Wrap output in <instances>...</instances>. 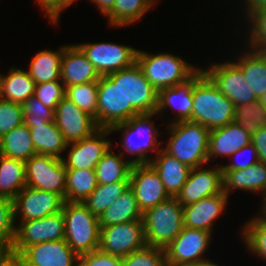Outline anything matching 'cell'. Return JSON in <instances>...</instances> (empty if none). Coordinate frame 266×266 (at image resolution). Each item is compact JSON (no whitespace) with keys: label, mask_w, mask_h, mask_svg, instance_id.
<instances>
[{"label":"cell","mask_w":266,"mask_h":266,"mask_svg":"<svg viewBox=\"0 0 266 266\" xmlns=\"http://www.w3.org/2000/svg\"><path fill=\"white\" fill-rule=\"evenodd\" d=\"M222 180L223 192L228 197L232 190L238 189L249 193L261 191L262 199L266 197V163L258 162L239 170H222Z\"/></svg>","instance_id":"obj_25"},{"label":"cell","mask_w":266,"mask_h":266,"mask_svg":"<svg viewBox=\"0 0 266 266\" xmlns=\"http://www.w3.org/2000/svg\"><path fill=\"white\" fill-rule=\"evenodd\" d=\"M245 153H247L248 155L245 154ZM244 154L248 156V158H247L248 160L243 157V156H245ZM235 156L237 158L238 157H243L245 160H243V161H239L238 160L236 162L233 161V163H229L227 165L226 164L225 165L223 164L221 166L222 167V170H239V169H245V168L250 167V166H252V165H254V164H256V163L259 162L256 148H255V146L252 143H250L248 145H245L244 147H242L241 149H239L238 151H236L231 157L234 158Z\"/></svg>","instance_id":"obj_48"},{"label":"cell","mask_w":266,"mask_h":266,"mask_svg":"<svg viewBox=\"0 0 266 266\" xmlns=\"http://www.w3.org/2000/svg\"><path fill=\"white\" fill-rule=\"evenodd\" d=\"M205 75L200 67L185 82L173 87L164 88L158 91L157 108L155 113L160 115L163 111L171 108L175 110V118L169 124L191 121L193 108V88L195 84Z\"/></svg>","instance_id":"obj_17"},{"label":"cell","mask_w":266,"mask_h":266,"mask_svg":"<svg viewBox=\"0 0 266 266\" xmlns=\"http://www.w3.org/2000/svg\"><path fill=\"white\" fill-rule=\"evenodd\" d=\"M259 101L266 108V93L259 99Z\"/></svg>","instance_id":"obj_58"},{"label":"cell","mask_w":266,"mask_h":266,"mask_svg":"<svg viewBox=\"0 0 266 266\" xmlns=\"http://www.w3.org/2000/svg\"><path fill=\"white\" fill-rule=\"evenodd\" d=\"M100 76L122 70L136 62L138 49L110 42L76 44Z\"/></svg>","instance_id":"obj_12"},{"label":"cell","mask_w":266,"mask_h":266,"mask_svg":"<svg viewBox=\"0 0 266 266\" xmlns=\"http://www.w3.org/2000/svg\"><path fill=\"white\" fill-rule=\"evenodd\" d=\"M2 266H27V263L21 253L13 250L4 260Z\"/></svg>","instance_id":"obj_52"},{"label":"cell","mask_w":266,"mask_h":266,"mask_svg":"<svg viewBox=\"0 0 266 266\" xmlns=\"http://www.w3.org/2000/svg\"><path fill=\"white\" fill-rule=\"evenodd\" d=\"M251 143L256 148L259 162L266 163V126L252 135Z\"/></svg>","instance_id":"obj_50"},{"label":"cell","mask_w":266,"mask_h":266,"mask_svg":"<svg viewBox=\"0 0 266 266\" xmlns=\"http://www.w3.org/2000/svg\"><path fill=\"white\" fill-rule=\"evenodd\" d=\"M23 107V124L35 126V124H46L54 121L55 110L43 105L34 96L30 97L22 104Z\"/></svg>","instance_id":"obj_43"},{"label":"cell","mask_w":266,"mask_h":266,"mask_svg":"<svg viewBox=\"0 0 266 266\" xmlns=\"http://www.w3.org/2000/svg\"><path fill=\"white\" fill-rule=\"evenodd\" d=\"M54 122L68 144L81 141L98 129L94 118L66 96L55 108Z\"/></svg>","instance_id":"obj_19"},{"label":"cell","mask_w":266,"mask_h":266,"mask_svg":"<svg viewBox=\"0 0 266 266\" xmlns=\"http://www.w3.org/2000/svg\"><path fill=\"white\" fill-rule=\"evenodd\" d=\"M243 1L245 3L243 8L245 9L247 17L256 11L266 9V0H243Z\"/></svg>","instance_id":"obj_51"},{"label":"cell","mask_w":266,"mask_h":266,"mask_svg":"<svg viewBox=\"0 0 266 266\" xmlns=\"http://www.w3.org/2000/svg\"><path fill=\"white\" fill-rule=\"evenodd\" d=\"M155 112L150 114H138L129 119L127 122L116 124L110 128L111 132H122L123 136L121 144L124 151L120 154L124 157L125 154L135 156L130 158L129 161L133 165L149 164L152 160L148 157V153L156 151L154 156L162 149L157 139L158 128H155L153 122ZM159 145V146H158ZM161 147V148H159Z\"/></svg>","instance_id":"obj_2"},{"label":"cell","mask_w":266,"mask_h":266,"mask_svg":"<svg viewBox=\"0 0 266 266\" xmlns=\"http://www.w3.org/2000/svg\"><path fill=\"white\" fill-rule=\"evenodd\" d=\"M228 198L222 191L220 194L183 206L184 227L212 233L214 223L223 214Z\"/></svg>","instance_id":"obj_22"},{"label":"cell","mask_w":266,"mask_h":266,"mask_svg":"<svg viewBox=\"0 0 266 266\" xmlns=\"http://www.w3.org/2000/svg\"><path fill=\"white\" fill-rule=\"evenodd\" d=\"M129 179L142 213L170 198L159 174L150 164L133 165Z\"/></svg>","instance_id":"obj_18"},{"label":"cell","mask_w":266,"mask_h":266,"mask_svg":"<svg viewBox=\"0 0 266 266\" xmlns=\"http://www.w3.org/2000/svg\"><path fill=\"white\" fill-rule=\"evenodd\" d=\"M223 191L222 167L203 166L192 168L186 183L176 196L182 206L198 202L199 200L220 194Z\"/></svg>","instance_id":"obj_20"},{"label":"cell","mask_w":266,"mask_h":266,"mask_svg":"<svg viewBox=\"0 0 266 266\" xmlns=\"http://www.w3.org/2000/svg\"><path fill=\"white\" fill-rule=\"evenodd\" d=\"M0 154L24 162L29 160L34 154H37L30 128L22 124L0 138Z\"/></svg>","instance_id":"obj_33"},{"label":"cell","mask_w":266,"mask_h":266,"mask_svg":"<svg viewBox=\"0 0 266 266\" xmlns=\"http://www.w3.org/2000/svg\"><path fill=\"white\" fill-rule=\"evenodd\" d=\"M234 121L252 136L266 126V108L259 100L235 106Z\"/></svg>","instance_id":"obj_40"},{"label":"cell","mask_w":266,"mask_h":266,"mask_svg":"<svg viewBox=\"0 0 266 266\" xmlns=\"http://www.w3.org/2000/svg\"><path fill=\"white\" fill-rule=\"evenodd\" d=\"M153 156L150 165L159 174L170 197H176L186 183L191 168L161 149ZM154 159V160H153Z\"/></svg>","instance_id":"obj_26"},{"label":"cell","mask_w":266,"mask_h":266,"mask_svg":"<svg viewBox=\"0 0 266 266\" xmlns=\"http://www.w3.org/2000/svg\"><path fill=\"white\" fill-rule=\"evenodd\" d=\"M35 82L27 70L12 67L0 74V98L22 105L34 96Z\"/></svg>","instance_id":"obj_27"},{"label":"cell","mask_w":266,"mask_h":266,"mask_svg":"<svg viewBox=\"0 0 266 266\" xmlns=\"http://www.w3.org/2000/svg\"><path fill=\"white\" fill-rule=\"evenodd\" d=\"M63 212L30 221L18 222L15 226L13 250L21 253L26 247L42 242L64 239Z\"/></svg>","instance_id":"obj_13"},{"label":"cell","mask_w":266,"mask_h":266,"mask_svg":"<svg viewBox=\"0 0 266 266\" xmlns=\"http://www.w3.org/2000/svg\"><path fill=\"white\" fill-rule=\"evenodd\" d=\"M133 164L118 152L115 154L110 149L94 168L97 182L113 184L116 182H130V172Z\"/></svg>","instance_id":"obj_34"},{"label":"cell","mask_w":266,"mask_h":266,"mask_svg":"<svg viewBox=\"0 0 266 266\" xmlns=\"http://www.w3.org/2000/svg\"><path fill=\"white\" fill-rule=\"evenodd\" d=\"M14 218L19 221L37 220L62 211L64 199L54 193L25 186L13 199Z\"/></svg>","instance_id":"obj_16"},{"label":"cell","mask_w":266,"mask_h":266,"mask_svg":"<svg viewBox=\"0 0 266 266\" xmlns=\"http://www.w3.org/2000/svg\"><path fill=\"white\" fill-rule=\"evenodd\" d=\"M98 128H111L123 122L121 70L100 76L97 100Z\"/></svg>","instance_id":"obj_14"},{"label":"cell","mask_w":266,"mask_h":266,"mask_svg":"<svg viewBox=\"0 0 266 266\" xmlns=\"http://www.w3.org/2000/svg\"><path fill=\"white\" fill-rule=\"evenodd\" d=\"M77 0H61V12Z\"/></svg>","instance_id":"obj_57"},{"label":"cell","mask_w":266,"mask_h":266,"mask_svg":"<svg viewBox=\"0 0 266 266\" xmlns=\"http://www.w3.org/2000/svg\"><path fill=\"white\" fill-rule=\"evenodd\" d=\"M167 144L162 149L189 168L209 163L208 144L210 130L195 122L181 121L167 125Z\"/></svg>","instance_id":"obj_1"},{"label":"cell","mask_w":266,"mask_h":266,"mask_svg":"<svg viewBox=\"0 0 266 266\" xmlns=\"http://www.w3.org/2000/svg\"><path fill=\"white\" fill-rule=\"evenodd\" d=\"M97 185L94 169H67L64 201L83 202Z\"/></svg>","instance_id":"obj_36"},{"label":"cell","mask_w":266,"mask_h":266,"mask_svg":"<svg viewBox=\"0 0 266 266\" xmlns=\"http://www.w3.org/2000/svg\"><path fill=\"white\" fill-rule=\"evenodd\" d=\"M192 266H221L220 264H216L214 261H210L209 259L199 262L198 264Z\"/></svg>","instance_id":"obj_55"},{"label":"cell","mask_w":266,"mask_h":266,"mask_svg":"<svg viewBox=\"0 0 266 266\" xmlns=\"http://www.w3.org/2000/svg\"><path fill=\"white\" fill-rule=\"evenodd\" d=\"M22 124V105L0 98V138Z\"/></svg>","instance_id":"obj_44"},{"label":"cell","mask_w":266,"mask_h":266,"mask_svg":"<svg viewBox=\"0 0 266 266\" xmlns=\"http://www.w3.org/2000/svg\"><path fill=\"white\" fill-rule=\"evenodd\" d=\"M261 203H262L261 204L262 207L259 208L260 211H261V213L259 215L266 221V197H264L262 199V202Z\"/></svg>","instance_id":"obj_56"},{"label":"cell","mask_w":266,"mask_h":266,"mask_svg":"<svg viewBox=\"0 0 266 266\" xmlns=\"http://www.w3.org/2000/svg\"><path fill=\"white\" fill-rule=\"evenodd\" d=\"M122 261L123 266H167L165 250L149 245L123 257Z\"/></svg>","instance_id":"obj_41"},{"label":"cell","mask_w":266,"mask_h":266,"mask_svg":"<svg viewBox=\"0 0 266 266\" xmlns=\"http://www.w3.org/2000/svg\"><path fill=\"white\" fill-rule=\"evenodd\" d=\"M28 127L37 154L63 158L61 154L66 151L68 143L54 121Z\"/></svg>","instance_id":"obj_30"},{"label":"cell","mask_w":266,"mask_h":266,"mask_svg":"<svg viewBox=\"0 0 266 266\" xmlns=\"http://www.w3.org/2000/svg\"><path fill=\"white\" fill-rule=\"evenodd\" d=\"M252 217L242 227L241 236L245 247L253 255L266 261V221L259 215ZM243 230V231H242Z\"/></svg>","instance_id":"obj_38"},{"label":"cell","mask_w":266,"mask_h":266,"mask_svg":"<svg viewBox=\"0 0 266 266\" xmlns=\"http://www.w3.org/2000/svg\"><path fill=\"white\" fill-rule=\"evenodd\" d=\"M142 219L146 244L165 250L184 227L183 206L170 197L146 210Z\"/></svg>","instance_id":"obj_4"},{"label":"cell","mask_w":266,"mask_h":266,"mask_svg":"<svg viewBox=\"0 0 266 266\" xmlns=\"http://www.w3.org/2000/svg\"><path fill=\"white\" fill-rule=\"evenodd\" d=\"M15 226L13 200L0 197V244H13Z\"/></svg>","instance_id":"obj_45"},{"label":"cell","mask_w":266,"mask_h":266,"mask_svg":"<svg viewBox=\"0 0 266 266\" xmlns=\"http://www.w3.org/2000/svg\"><path fill=\"white\" fill-rule=\"evenodd\" d=\"M41 9L45 10L51 24H58L61 13V0H36Z\"/></svg>","instance_id":"obj_49"},{"label":"cell","mask_w":266,"mask_h":266,"mask_svg":"<svg viewBox=\"0 0 266 266\" xmlns=\"http://www.w3.org/2000/svg\"><path fill=\"white\" fill-rule=\"evenodd\" d=\"M91 1L90 3L95 4L100 13L104 16H106L112 9L115 3V0H89Z\"/></svg>","instance_id":"obj_53"},{"label":"cell","mask_w":266,"mask_h":266,"mask_svg":"<svg viewBox=\"0 0 266 266\" xmlns=\"http://www.w3.org/2000/svg\"><path fill=\"white\" fill-rule=\"evenodd\" d=\"M65 233L64 240L78 255L89 253L99 247L100 225L82 202L65 201L62 207Z\"/></svg>","instance_id":"obj_6"},{"label":"cell","mask_w":266,"mask_h":266,"mask_svg":"<svg viewBox=\"0 0 266 266\" xmlns=\"http://www.w3.org/2000/svg\"><path fill=\"white\" fill-rule=\"evenodd\" d=\"M65 95L66 88L61 81H50L35 84L34 97L48 108L55 110Z\"/></svg>","instance_id":"obj_46"},{"label":"cell","mask_w":266,"mask_h":266,"mask_svg":"<svg viewBox=\"0 0 266 266\" xmlns=\"http://www.w3.org/2000/svg\"><path fill=\"white\" fill-rule=\"evenodd\" d=\"M99 78V73L77 45H64L61 61V82L65 88L98 81Z\"/></svg>","instance_id":"obj_23"},{"label":"cell","mask_w":266,"mask_h":266,"mask_svg":"<svg viewBox=\"0 0 266 266\" xmlns=\"http://www.w3.org/2000/svg\"><path fill=\"white\" fill-rule=\"evenodd\" d=\"M143 213L130 186L98 217L100 227L141 220Z\"/></svg>","instance_id":"obj_31"},{"label":"cell","mask_w":266,"mask_h":266,"mask_svg":"<svg viewBox=\"0 0 266 266\" xmlns=\"http://www.w3.org/2000/svg\"><path fill=\"white\" fill-rule=\"evenodd\" d=\"M25 186V162L0 154V197L13 200Z\"/></svg>","instance_id":"obj_32"},{"label":"cell","mask_w":266,"mask_h":266,"mask_svg":"<svg viewBox=\"0 0 266 266\" xmlns=\"http://www.w3.org/2000/svg\"><path fill=\"white\" fill-rule=\"evenodd\" d=\"M78 108L92 116L97 125L98 81L66 87V95Z\"/></svg>","instance_id":"obj_39"},{"label":"cell","mask_w":266,"mask_h":266,"mask_svg":"<svg viewBox=\"0 0 266 266\" xmlns=\"http://www.w3.org/2000/svg\"><path fill=\"white\" fill-rule=\"evenodd\" d=\"M136 62L157 91L185 82L200 68L174 54H151L139 49Z\"/></svg>","instance_id":"obj_5"},{"label":"cell","mask_w":266,"mask_h":266,"mask_svg":"<svg viewBox=\"0 0 266 266\" xmlns=\"http://www.w3.org/2000/svg\"><path fill=\"white\" fill-rule=\"evenodd\" d=\"M146 245L143 219L100 227L98 249L105 253L123 258Z\"/></svg>","instance_id":"obj_9"},{"label":"cell","mask_w":266,"mask_h":266,"mask_svg":"<svg viewBox=\"0 0 266 266\" xmlns=\"http://www.w3.org/2000/svg\"><path fill=\"white\" fill-rule=\"evenodd\" d=\"M202 70L218 90L233 102L234 107L259 100L246 82L242 70L233 60L212 63L207 69Z\"/></svg>","instance_id":"obj_10"},{"label":"cell","mask_w":266,"mask_h":266,"mask_svg":"<svg viewBox=\"0 0 266 266\" xmlns=\"http://www.w3.org/2000/svg\"><path fill=\"white\" fill-rule=\"evenodd\" d=\"M64 46L60 50L43 49L32 58L27 70L35 84L61 81V61Z\"/></svg>","instance_id":"obj_29"},{"label":"cell","mask_w":266,"mask_h":266,"mask_svg":"<svg viewBox=\"0 0 266 266\" xmlns=\"http://www.w3.org/2000/svg\"><path fill=\"white\" fill-rule=\"evenodd\" d=\"M236 61H233L243 72L246 82L260 99L266 93V51L246 48Z\"/></svg>","instance_id":"obj_28"},{"label":"cell","mask_w":266,"mask_h":266,"mask_svg":"<svg viewBox=\"0 0 266 266\" xmlns=\"http://www.w3.org/2000/svg\"><path fill=\"white\" fill-rule=\"evenodd\" d=\"M245 18L250 23L248 24L250 35L246 47L251 50L266 51V9L256 11Z\"/></svg>","instance_id":"obj_42"},{"label":"cell","mask_w":266,"mask_h":266,"mask_svg":"<svg viewBox=\"0 0 266 266\" xmlns=\"http://www.w3.org/2000/svg\"><path fill=\"white\" fill-rule=\"evenodd\" d=\"M12 251L13 244H0V266Z\"/></svg>","instance_id":"obj_54"},{"label":"cell","mask_w":266,"mask_h":266,"mask_svg":"<svg viewBox=\"0 0 266 266\" xmlns=\"http://www.w3.org/2000/svg\"><path fill=\"white\" fill-rule=\"evenodd\" d=\"M252 136L235 121L210 130L208 160L216 156L230 157L239 149L251 143Z\"/></svg>","instance_id":"obj_24"},{"label":"cell","mask_w":266,"mask_h":266,"mask_svg":"<svg viewBox=\"0 0 266 266\" xmlns=\"http://www.w3.org/2000/svg\"><path fill=\"white\" fill-rule=\"evenodd\" d=\"M157 0H115L113 9L105 16L111 27L129 26L153 9Z\"/></svg>","instance_id":"obj_35"},{"label":"cell","mask_w":266,"mask_h":266,"mask_svg":"<svg viewBox=\"0 0 266 266\" xmlns=\"http://www.w3.org/2000/svg\"><path fill=\"white\" fill-rule=\"evenodd\" d=\"M129 186L130 182L98 183L97 187L82 203L92 214L99 217Z\"/></svg>","instance_id":"obj_37"},{"label":"cell","mask_w":266,"mask_h":266,"mask_svg":"<svg viewBox=\"0 0 266 266\" xmlns=\"http://www.w3.org/2000/svg\"><path fill=\"white\" fill-rule=\"evenodd\" d=\"M21 254L27 266H79V256L64 239L31 245Z\"/></svg>","instance_id":"obj_21"},{"label":"cell","mask_w":266,"mask_h":266,"mask_svg":"<svg viewBox=\"0 0 266 266\" xmlns=\"http://www.w3.org/2000/svg\"><path fill=\"white\" fill-rule=\"evenodd\" d=\"M123 122L138 114L154 113L158 91L146 79L137 62L121 70Z\"/></svg>","instance_id":"obj_7"},{"label":"cell","mask_w":266,"mask_h":266,"mask_svg":"<svg viewBox=\"0 0 266 266\" xmlns=\"http://www.w3.org/2000/svg\"><path fill=\"white\" fill-rule=\"evenodd\" d=\"M79 266H123L121 257L93 250L79 256Z\"/></svg>","instance_id":"obj_47"},{"label":"cell","mask_w":266,"mask_h":266,"mask_svg":"<svg viewBox=\"0 0 266 266\" xmlns=\"http://www.w3.org/2000/svg\"><path fill=\"white\" fill-rule=\"evenodd\" d=\"M234 112L233 102L206 75L195 84L191 122L212 130L233 122Z\"/></svg>","instance_id":"obj_3"},{"label":"cell","mask_w":266,"mask_h":266,"mask_svg":"<svg viewBox=\"0 0 266 266\" xmlns=\"http://www.w3.org/2000/svg\"><path fill=\"white\" fill-rule=\"evenodd\" d=\"M26 186L54 192L65 200L67 168L61 158L34 154L25 161Z\"/></svg>","instance_id":"obj_8"},{"label":"cell","mask_w":266,"mask_h":266,"mask_svg":"<svg viewBox=\"0 0 266 266\" xmlns=\"http://www.w3.org/2000/svg\"><path fill=\"white\" fill-rule=\"evenodd\" d=\"M211 238V232L183 227L165 249L167 266H192L207 260L204 253L211 244Z\"/></svg>","instance_id":"obj_11"},{"label":"cell","mask_w":266,"mask_h":266,"mask_svg":"<svg viewBox=\"0 0 266 266\" xmlns=\"http://www.w3.org/2000/svg\"><path fill=\"white\" fill-rule=\"evenodd\" d=\"M112 132L109 128H98L90 136L70 143L67 157L62 161L67 169H94L103 155L112 148L107 136Z\"/></svg>","instance_id":"obj_15"}]
</instances>
